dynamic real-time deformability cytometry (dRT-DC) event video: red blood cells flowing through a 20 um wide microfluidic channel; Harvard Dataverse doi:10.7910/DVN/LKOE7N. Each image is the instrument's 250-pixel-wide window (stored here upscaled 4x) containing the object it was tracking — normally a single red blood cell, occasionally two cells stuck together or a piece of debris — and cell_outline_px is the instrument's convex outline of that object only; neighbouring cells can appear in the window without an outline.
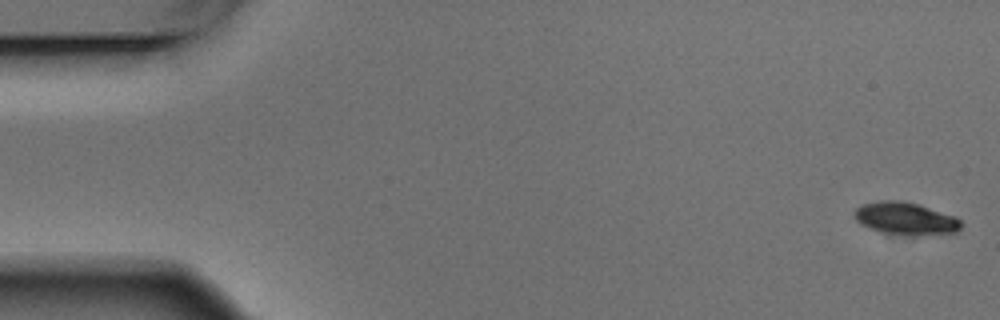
{"species": "Egyptian fruit bat (a non-hibernating species)", "species_latin": "Rousettus aegyptiacus", "temperature_condition": "warm", "stored_images_in_passage": 6, "camera_frame_rate_fps": 3000, "um_per_image_px": 0.085, "animal": {"sex": "male"}, "frame": {"image": 1, "passage_image": 1, "time_ms": 0.0, "image_size_px": [1000, 320], "cell_outline_px": [[960, 228], [956, 232], [900, 236], [880, 232], [860, 224], [856, 220], [852, 212], [856, 208], [864, 204], [880, 200], [904, 200], [920, 204], [956, 216], [960, 220]], "centroid_in_image_um": [76.94, 18.56], "position_along_channel_um": 8.1, "area_um2": 20.46}}
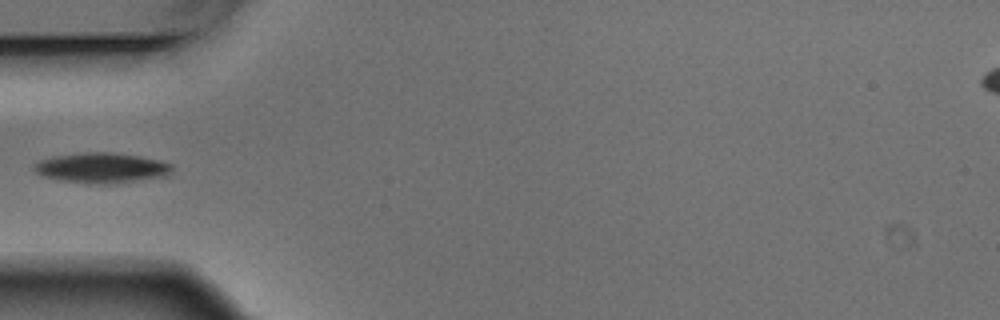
{"frame": {"image": 2, "passage_image": 5, "time_ms": 1.333, "image_size_px": [1000, 320], "cell_outline_px": [[172, 172], [168, 176], [116, 184], [88, 184], [60, 180], [40, 176], [32, 168], [40, 160], [52, 156], [84, 152], [112, 152], [140, 156], [160, 160], [172, 164]], "centroid_in_image_um": [8.66, 14.28], "position_along_channel_um": 76.3, "area_um2": 24.8}}
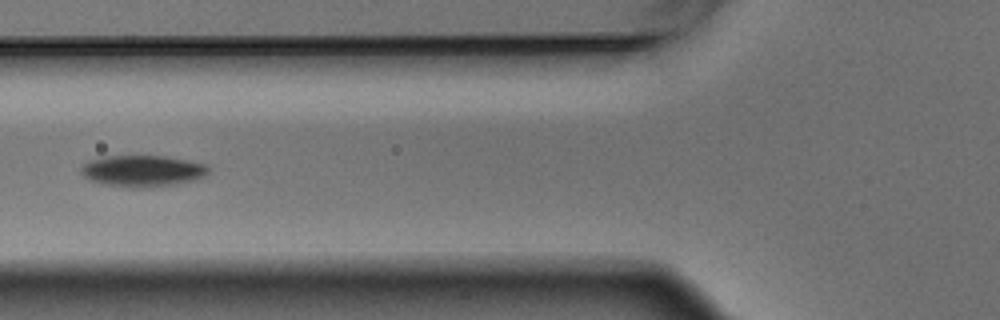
{"frame": {"image": 3, "passage_image": 6, "time_ms": 1.667, "image_size_px": [1000, 320], "cell_outline_px": [[208, 172], [204, 176], [196, 180], [176, 184], [144, 188], [128, 188], [100, 184], [84, 176], [80, 172], [80, 168], [88, 160], [104, 156], [164, 156], [204, 164], [208, 168]], "centroid_in_image_um": [12.06, 14.54], "position_along_channel_um": 113.7, "area_um2": 23.41}}